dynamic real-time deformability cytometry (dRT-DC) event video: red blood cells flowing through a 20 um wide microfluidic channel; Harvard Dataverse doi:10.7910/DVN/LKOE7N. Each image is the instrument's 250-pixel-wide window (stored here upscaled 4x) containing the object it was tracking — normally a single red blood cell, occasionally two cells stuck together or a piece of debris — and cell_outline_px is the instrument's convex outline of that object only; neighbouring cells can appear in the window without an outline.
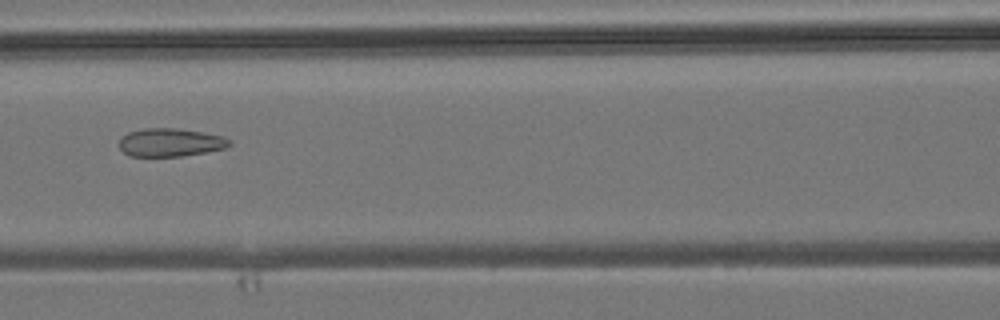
{"species": "common noctule bat (a hibernating species)", "species_latin": "Nyctalus noctula", "temperature_condition": "room temperature", "stored_images_in_passage": 5, "camera_frame_rate_fps": 3000, "um_per_image_px": 0.085, "animal": {"sex": "male", "body_mass_g": 19.2, "forearm_length_mm": 51.8}, "frame": {"image": 1, "passage_image": 5, "time_ms": 4.667, "image_size_px": [1000, 320], "cell_outline_px": [[232, 144], [228, 148], [180, 156], [128, 156], [120, 148], [120, 136], [128, 132], [144, 128], [176, 128], [204, 132], [224, 136], [232, 140]], "centroid_in_image_um": [14.51, 12.1], "position_along_channel_um": 152.1, "area_um2": 18.32}}